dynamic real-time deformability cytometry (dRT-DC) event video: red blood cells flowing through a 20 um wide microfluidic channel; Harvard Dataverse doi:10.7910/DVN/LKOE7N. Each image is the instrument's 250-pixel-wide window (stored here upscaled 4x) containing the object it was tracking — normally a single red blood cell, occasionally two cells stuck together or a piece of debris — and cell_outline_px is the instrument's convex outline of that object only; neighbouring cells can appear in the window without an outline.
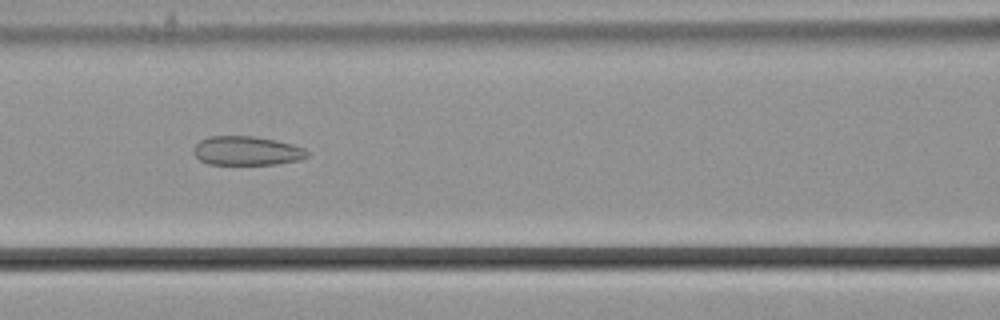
{"species": "common noctule bat (a hibernating species)", "species_latin": "Nyctalus noctula", "temperature_condition": "cold", "stored_images_in_passage": 55, "camera_frame_rate_fps": 3000, "um_per_image_px": 0.085, "animal": {"sex": "male", "body_mass_g": 21.5, "forearm_length_mm": 52.0}, "frame": {"image": 1, "passage_image": 24, "time_ms": 7.667, "image_size_px": [1000, 320], "cell_outline_px": [[308, 156], [300, 160], [276, 164], [208, 164], [200, 160], [192, 152], [192, 148], [200, 140], [208, 136], [256, 136], [276, 140], [292, 144], [304, 148], [308, 152]], "centroid_in_image_um": [20.96, 12.81], "position_along_channel_um": 145.6, "area_um2": 19.36}}
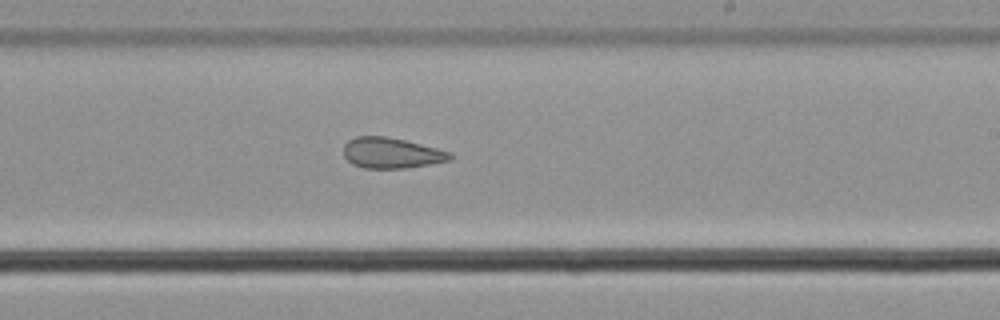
{"frame": {"image": 2, "passage_image": 33, "time_ms": 10.667, "image_size_px": [1000, 320], "cell_outline_px": [[452, 156], [448, 160], [432, 164], [404, 168], [364, 168], [352, 164], [344, 156], [344, 144], [348, 140], [356, 136], [384, 136], [404, 140], [436, 148], [448, 152]], "centroid_in_image_um": [33.22, 13.0], "position_along_channel_um": 255.8, "area_um2": 18.79}}
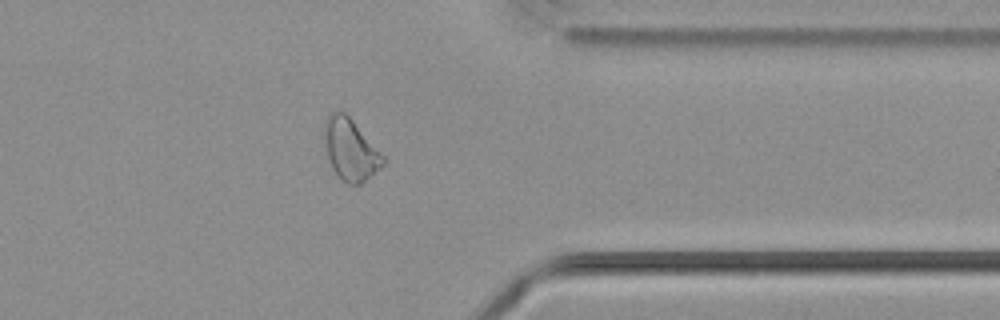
{"frame": {"image": 3, "passage_image": 44, "time_ms": 14.333, "image_size_px": [1000, 320], "cell_outline_px": [[384, 164], [360, 184], [348, 184], [340, 180], [332, 168], [328, 156], [324, 136], [324, 120], [328, 112], [344, 112], [352, 120], [384, 156]], "centroid_in_image_um": [29.75, 12.71], "position_along_channel_um": 381.6, "area_um2": 20.69}, "authors_computed_cell_mechanics": {"area_um2": 23.2356, "velocity_mm_per_s": 3.6791, "shape_relaxation_time_tau1_ms": null, "shape_relaxation_time_tau2_ms": 3.6781, "deformation_change_tau1": null, "deformation_change_tau2": 0.108}}